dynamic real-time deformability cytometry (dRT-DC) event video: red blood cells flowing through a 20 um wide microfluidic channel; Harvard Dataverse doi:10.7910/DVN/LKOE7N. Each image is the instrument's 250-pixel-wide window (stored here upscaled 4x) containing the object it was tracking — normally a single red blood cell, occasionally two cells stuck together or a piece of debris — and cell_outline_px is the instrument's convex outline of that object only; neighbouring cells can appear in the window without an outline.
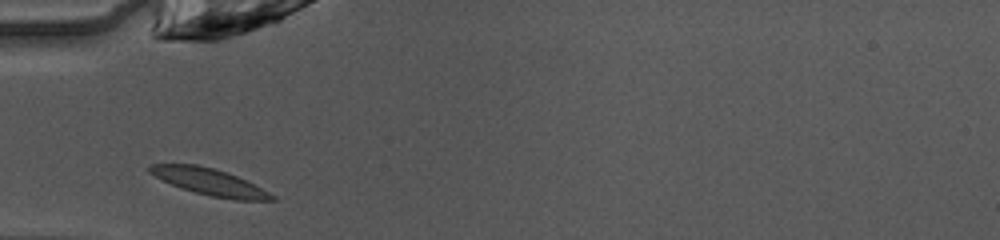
{"species": "common noctule bat (a hibernating species)", "species_latin": "Nyctalus noctula", "temperature_condition": "warm", "stored_images_in_passage": 28, "camera_frame_rate_fps": 3000, "um_per_image_px": 0.085, "animal": {"sex": "female", "body_mass_g": 10.0, "forearm_length_mm": 53.1}, "frame": {"image": 1, "passage_image": 1, "time_ms": 0.0, "image_size_px": [1000, 240], "cell_outline_px": [[276, 200], [236, 200], [212, 196], [196, 192], [172, 184], [148, 172], [148, 164], [196, 164], [228, 172], [276, 196]], "centroid_in_image_um": [17.8, 15.45], "position_along_channel_um": 67.2, "area_um2": 18.5}}
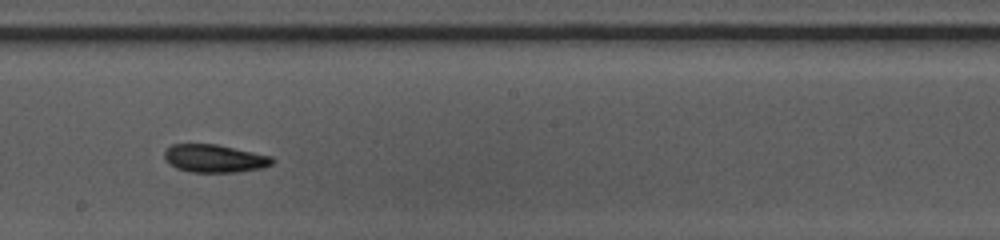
{"frame": {"image": 2, "passage_image": 13, "time_ms": 4.0, "image_size_px": [1000, 240], "cell_outline_px": [[276, 160], [272, 164], [264, 168], [236, 172], [188, 172], [176, 168], [168, 164], [164, 160], [164, 152], [172, 144], [216, 144], [272, 156]], "centroid_in_image_um": [18.23, 13.48], "position_along_channel_um": 230.0, "area_um2": 17.74}}
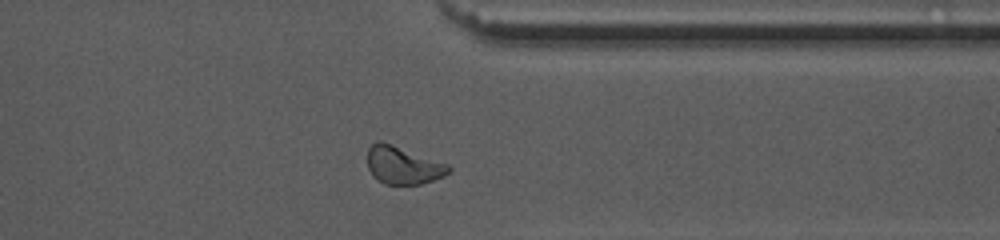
{"frame": {"image": 3, "passage_image": 24, "time_ms": 7.667, "image_size_px": [1000, 240], "cell_outline_px": [[452, 168], [444, 176], [420, 184], [384, 184], [376, 180], [372, 176], [368, 168], [368, 148], [376, 140], [380, 140], [392, 144], [448, 164]], "centroid_in_image_um": [34.22, 14.04], "position_along_channel_um": 377.2, "area_um2": 17.86}, "authors_computed_cell_mechanics": {"area_um2": 17.7157, "velocity_mm_per_s": 4.0691, "shape_relaxation_time_tau1_ms": 4.6326, "shape_relaxation_time_tau2_ms": 9.486, "deformation_change_tau1": 0.1414, "deformation_change_tau2": 0.199}}